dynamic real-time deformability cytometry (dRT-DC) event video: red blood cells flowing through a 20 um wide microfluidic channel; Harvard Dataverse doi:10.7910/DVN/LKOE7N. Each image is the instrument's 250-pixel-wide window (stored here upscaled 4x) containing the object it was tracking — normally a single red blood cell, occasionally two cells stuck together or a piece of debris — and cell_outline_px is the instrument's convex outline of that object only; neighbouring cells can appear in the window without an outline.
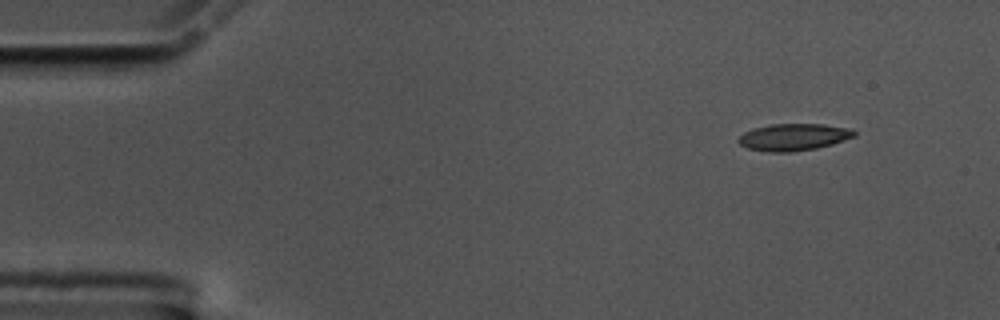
{"species": "common noctule bat (a hibernating species)", "species_latin": "Nyctalus noctula", "temperature_condition": "cold", "stored_images_in_passage": 52, "camera_frame_rate_fps": 3000, "um_per_image_px": 0.085, "animal": {"sex": "male", "body_mass_g": 17.5, "forearm_length_mm": 52.3}, "frame": {"image": 1, "passage_image": 1, "time_ms": 0.0, "image_size_px": [1000, 320], "cell_outline_px": [[856, 136], [832, 144], [816, 148], [792, 152], [768, 152], [748, 148], [740, 144], [736, 140], [744, 132], [752, 128], [772, 124], [824, 124], [852, 128], [856, 132]], "centroid_in_image_um": [67.46, 11.65], "position_along_channel_um": 17.5, "area_um2": 18.32}}
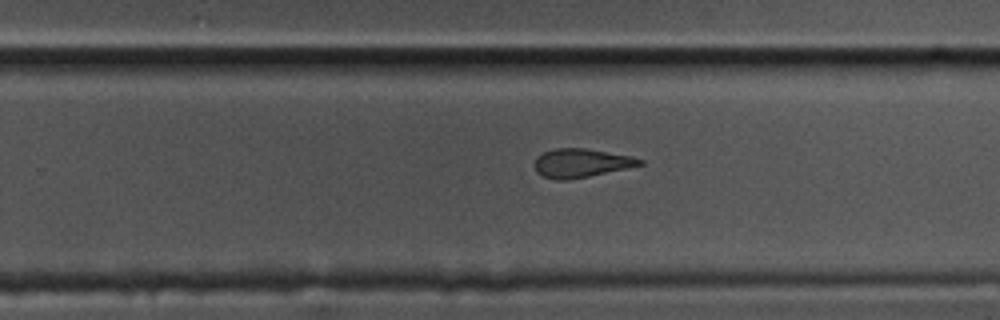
{"frame": {"image": 2, "passage_image": 31, "time_ms": 10.0, "image_size_px": [1000, 320], "cell_outline_px": [[644, 164], [588, 176], [568, 180], [556, 180], [544, 176], [536, 172], [536, 156], [552, 148], [584, 148], [632, 156], [644, 160]], "centroid_in_image_um": [49.39, 13.85], "position_along_channel_um": 280.4, "area_um2": 17.4}}
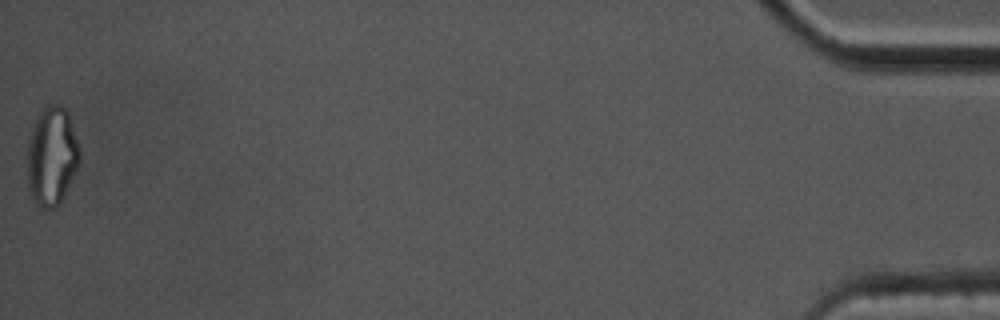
{"frame": {"image": 3, "passage_image": 52, "time_ms": 17.0, "image_size_px": [1000, 320], "cell_outline_px": [[80, 160], [60, 204], [56, 208], [44, 208], [36, 204], [32, 200], [28, 188], [28, 140], [32, 124], [40, 112], [48, 104], [60, 104], [68, 112], [80, 148]], "centroid_in_image_um": [4.39, 13.27], "position_along_channel_um": 430.8, "area_um2": 30.23}, "authors_computed_cell_mechanics": {"area_um2": 18.7272, "velocity_mm_per_s": 3.5509, "shape_relaxation_time_tau1_ms": 10.6921, "shape_relaxation_time_tau2_ms": 2.9331, "deformation_change_tau1": 0.2351, "deformation_change_tau2": 0.0894}}